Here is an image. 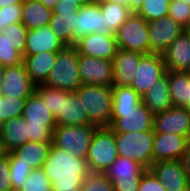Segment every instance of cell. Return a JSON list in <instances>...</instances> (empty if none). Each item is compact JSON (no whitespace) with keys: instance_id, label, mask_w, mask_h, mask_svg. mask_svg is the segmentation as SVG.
Returning <instances> with one entry per match:
<instances>
[{"instance_id":"52a82bcc","label":"cell","mask_w":190,"mask_h":191,"mask_svg":"<svg viewBox=\"0 0 190 191\" xmlns=\"http://www.w3.org/2000/svg\"><path fill=\"white\" fill-rule=\"evenodd\" d=\"M115 134L108 127H97L86 158L89 172L105 173L118 158Z\"/></svg>"},{"instance_id":"7dc6e473","label":"cell","mask_w":190,"mask_h":191,"mask_svg":"<svg viewBox=\"0 0 190 191\" xmlns=\"http://www.w3.org/2000/svg\"><path fill=\"white\" fill-rule=\"evenodd\" d=\"M36 1L44 4L47 8L52 10L58 2V0H36Z\"/></svg>"},{"instance_id":"7402d4cb","label":"cell","mask_w":190,"mask_h":191,"mask_svg":"<svg viewBox=\"0 0 190 191\" xmlns=\"http://www.w3.org/2000/svg\"><path fill=\"white\" fill-rule=\"evenodd\" d=\"M66 45L57 37L49 25L39 29L27 30L24 55H35L40 52L60 51Z\"/></svg>"},{"instance_id":"f907efd6","label":"cell","mask_w":190,"mask_h":191,"mask_svg":"<svg viewBox=\"0 0 190 191\" xmlns=\"http://www.w3.org/2000/svg\"><path fill=\"white\" fill-rule=\"evenodd\" d=\"M4 71H5V67L0 64V92L2 90Z\"/></svg>"},{"instance_id":"5b68a950","label":"cell","mask_w":190,"mask_h":191,"mask_svg":"<svg viewBox=\"0 0 190 191\" xmlns=\"http://www.w3.org/2000/svg\"><path fill=\"white\" fill-rule=\"evenodd\" d=\"M79 53L74 45H66L58 52L44 85L62 91L75 92L81 85L78 66Z\"/></svg>"},{"instance_id":"9c48e42d","label":"cell","mask_w":190,"mask_h":191,"mask_svg":"<svg viewBox=\"0 0 190 191\" xmlns=\"http://www.w3.org/2000/svg\"><path fill=\"white\" fill-rule=\"evenodd\" d=\"M115 38L118 49L134 51L143 55L150 54L148 22L136 12H132L119 27L115 32Z\"/></svg>"},{"instance_id":"9f6ffc18","label":"cell","mask_w":190,"mask_h":191,"mask_svg":"<svg viewBox=\"0 0 190 191\" xmlns=\"http://www.w3.org/2000/svg\"><path fill=\"white\" fill-rule=\"evenodd\" d=\"M185 31L189 34L190 37V29H186Z\"/></svg>"},{"instance_id":"2e32d148","label":"cell","mask_w":190,"mask_h":191,"mask_svg":"<svg viewBox=\"0 0 190 191\" xmlns=\"http://www.w3.org/2000/svg\"><path fill=\"white\" fill-rule=\"evenodd\" d=\"M79 54L112 61L118 50L115 35L90 33L74 45Z\"/></svg>"},{"instance_id":"e575fe53","label":"cell","mask_w":190,"mask_h":191,"mask_svg":"<svg viewBox=\"0 0 190 191\" xmlns=\"http://www.w3.org/2000/svg\"><path fill=\"white\" fill-rule=\"evenodd\" d=\"M9 166L12 189L20 190L33 169L19 162V158L13 152H9Z\"/></svg>"},{"instance_id":"f1b7e54d","label":"cell","mask_w":190,"mask_h":191,"mask_svg":"<svg viewBox=\"0 0 190 191\" xmlns=\"http://www.w3.org/2000/svg\"><path fill=\"white\" fill-rule=\"evenodd\" d=\"M100 10L104 17L103 28L107 34L111 35H115V32L133 12L127 5L108 1H100Z\"/></svg>"},{"instance_id":"cb8c5ba5","label":"cell","mask_w":190,"mask_h":191,"mask_svg":"<svg viewBox=\"0 0 190 191\" xmlns=\"http://www.w3.org/2000/svg\"><path fill=\"white\" fill-rule=\"evenodd\" d=\"M142 104L153 114L163 113L173 108L167 73L155 82L146 93L141 96Z\"/></svg>"},{"instance_id":"4316f807","label":"cell","mask_w":190,"mask_h":191,"mask_svg":"<svg viewBox=\"0 0 190 191\" xmlns=\"http://www.w3.org/2000/svg\"><path fill=\"white\" fill-rule=\"evenodd\" d=\"M52 13V9L36 0H23L21 22L28 30L39 29L49 25Z\"/></svg>"},{"instance_id":"6f0895ef","label":"cell","mask_w":190,"mask_h":191,"mask_svg":"<svg viewBox=\"0 0 190 191\" xmlns=\"http://www.w3.org/2000/svg\"><path fill=\"white\" fill-rule=\"evenodd\" d=\"M8 191H20V190H18V189H11V190H8Z\"/></svg>"},{"instance_id":"9a60e30c","label":"cell","mask_w":190,"mask_h":191,"mask_svg":"<svg viewBox=\"0 0 190 191\" xmlns=\"http://www.w3.org/2000/svg\"><path fill=\"white\" fill-rule=\"evenodd\" d=\"M36 84L26 72L24 63L5 67L0 95L28 98L35 92Z\"/></svg>"},{"instance_id":"f6af8a7d","label":"cell","mask_w":190,"mask_h":191,"mask_svg":"<svg viewBox=\"0 0 190 191\" xmlns=\"http://www.w3.org/2000/svg\"><path fill=\"white\" fill-rule=\"evenodd\" d=\"M180 160H181L183 169L185 173L187 174L188 179L190 181V149L188 148L186 149V151L184 152Z\"/></svg>"},{"instance_id":"f35d334b","label":"cell","mask_w":190,"mask_h":191,"mask_svg":"<svg viewBox=\"0 0 190 191\" xmlns=\"http://www.w3.org/2000/svg\"><path fill=\"white\" fill-rule=\"evenodd\" d=\"M80 191H115L111 180L104 173H92L82 182Z\"/></svg>"},{"instance_id":"ffe728a7","label":"cell","mask_w":190,"mask_h":191,"mask_svg":"<svg viewBox=\"0 0 190 191\" xmlns=\"http://www.w3.org/2000/svg\"><path fill=\"white\" fill-rule=\"evenodd\" d=\"M143 56V54L138 52L118 49L112 60V86H130L136 75L140 59Z\"/></svg>"},{"instance_id":"ba28073f","label":"cell","mask_w":190,"mask_h":191,"mask_svg":"<svg viewBox=\"0 0 190 191\" xmlns=\"http://www.w3.org/2000/svg\"><path fill=\"white\" fill-rule=\"evenodd\" d=\"M97 126L57 125L53 130L52 144L80 159L87 158L89 146Z\"/></svg>"},{"instance_id":"7c38bea8","label":"cell","mask_w":190,"mask_h":191,"mask_svg":"<svg viewBox=\"0 0 190 191\" xmlns=\"http://www.w3.org/2000/svg\"><path fill=\"white\" fill-rule=\"evenodd\" d=\"M78 66L82 84L112 86V61L79 54Z\"/></svg>"},{"instance_id":"8992f818","label":"cell","mask_w":190,"mask_h":191,"mask_svg":"<svg viewBox=\"0 0 190 191\" xmlns=\"http://www.w3.org/2000/svg\"><path fill=\"white\" fill-rule=\"evenodd\" d=\"M114 134L118 155L132 159L149 170L153 164L154 131Z\"/></svg>"},{"instance_id":"6da1fadb","label":"cell","mask_w":190,"mask_h":191,"mask_svg":"<svg viewBox=\"0 0 190 191\" xmlns=\"http://www.w3.org/2000/svg\"><path fill=\"white\" fill-rule=\"evenodd\" d=\"M113 108L110 128L114 133L153 130L154 115L130 86H112Z\"/></svg>"},{"instance_id":"681fc988","label":"cell","mask_w":190,"mask_h":191,"mask_svg":"<svg viewBox=\"0 0 190 191\" xmlns=\"http://www.w3.org/2000/svg\"><path fill=\"white\" fill-rule=\"evenodd\" d=\"M75 1L80 7L92 3L94 0H70Z\"/></svg>"},{"instance_id":"f5cc1de1","label":"cell","mask_w":190,"mask_h":191,"mask_svg":"<svg viewBox=\"0 0 190 191\" xmlns=\"http://www.w3.org/2000/svg\"><path fill=\"white\" fill-rule=\"evenodd\" d=\"M183 108L190 115V100L188 101V103Z\"/></svg>"},{"instance_id":"484cf974","label":"cell","mask_w":190,"mask_h":191,"mask_svg":"<svg viewBox=\"0 0 190 191\" xmlns=\"http://www.w3.org/2000/svg\"><path fill=\"white\" fill-rule=\"evenodd\" d=\"M59 51L40 52L35 55H23V63L30 79L36 84H43L53 68Z\"/></svg>"},{"instance_id":"c3c4849f","label":"cell","mask_w":190,"mask_h":191,"mask_svg":"<svg viewBox=\"0 0 190 191\" xmlns=\"http://www.w3.org/2000/svg\"><path fill=\"white\" fill-rule=\"evenodd\" d=\"M22 2L23 0H0V9L7 5L22 3Z\"/></svg>"},{"instance_id":"74e56055","label":"cell","mask_w":190,"mask_h":191,"mask_svg":"<svg viewBox=\"0 0 190 191\" xmlns=\"http://www.w3.org/2000/svg\"><path fill=\"white\" fill-rule=\"evenodd\" d=\"M27 30L22 22L11 24L4 30V34L7 36L13 48L22 55H24L25 51Z\"/></svg>"},{"instance_id":"11a10c76","label":"cell","mask_w":190,"mask_h":191,"mask_svg":"<svg viewBox=\"0 0 190 191\" xmlns=\"http://www.w3.org/2000/svg\"><path fill=\"white\" fill-rule=\"evenodd\" d=\"M174 1H182V0H174ZM184 1L190 4V0H184Z\"/></svg>"},{"instance_id":"8d00e7d4","label":"cell","mask_w":190,"mask_h":191,"mask_svg":"<svg viewBox=\"0 0 190 191\" xmlns=\"http://www.w3.org/2000/svg\"><path fill=\"white\" fill-rule=\"evenodd\" d=\"M23 62V55L13 48L5 34H0V64L4 67L18 65Z\"/></svg>"},{"instance_id":"1f68e13d","label":"cell","mask_w":190,"mask_h":191,"mask_svg":"<svg viewBox=\"0 0 190 191\" xmlns=\"http://www.w3.org/2000/svg\"><path fill=\"white\" fill-rule=\"evenodd\" d=\"M171 0H144L136 13L147 22L168 16Z\"/></svg>"},{"instance_id":"836d02e7","label":"cell","mask_w":190,"mask_h":191,"mask_svg":"<svg viewBox=\"0 0 190 191\" xmlns=\"http://www.w3.org/2000/svg\"><path fill=\"white\" fill-rule=\"evenodd\" d=\"M26 99L0 95V124L22 116Z\"/></svg>"},{"instance_id":"d6986e66","label":"cell","mask_w":190,"mask_h":191,"mask_svg":"<svg viewBox=\"0 0 190 191\" xmlns=\"http://www.w3.org/2000/svg\"><path fill=\"white\" fill-rule=\"evenodd\" d=\"M167 71L190 72V37L184 30L161 54Z\"/></svg>"},{"instance_id":"83f0119b","label":"cell","mask_w":190,"mask_h":191,"mask_svg":"<svg viewBox=\"0 0 190 191\" xmlns=\"http://www.w3.org/2000/svg\"><path fill=\"white\" fill-rule=\"evenodd\" d=\"M51 145L52 143L28 141L12 152L19 158V162L29 165L34 170L42 168Z\"/></svg>"},{"instance_id":"277c9868","label":"cell","mask_w":190,"mask_h":191,"mask_svg":"<svg viewBox=\"0 0 190 191\" xmlns=\"http://www.w3.org/2000/svg\"><path fill=\"white\" fill-rule=\"evenodd\" d=\"M22 117L27 121L26 136L30 142L52 143L57 124L54 115L36 92L26 99Z\"/></svg>"},{"instance_id":"d6a6232c","label":"cell","mask_w":190,"mask_h":191,"mask_svg":"<svg viewBox=\"0 0 190 191\" xmlns=\"http://www.w3.org/2000/svg\"><path fill=\"white\" fill-rule=\"evenodd\" d=\"M35 92L40 96L43 104H46L54 118H56L61 112L62 90L38 84L35 87Z\"/></svg>"},{"instance_id":"f546056e","label":"cell","mask_w":190,"mask_h":191,"mask_svg":"<svg viewBox=\"0 0 190 191\" xmlns=\"http://www.w3.org/2000/svg\"><path fill=\"white\" fill-rule=\"evenodd\" d=\"M169 92L174 107H184L190 100V72L167 71Z\"/></svg>"},{"instance_id":"ab89813d","label":"cell","mask_w":190,"mask_h":191,"mask_svg":"<svg viewBox=\"0 0 190 191\" xmlns=\"http://www.w3.org/2000/svg\"><path fill=\"white\" fill-rule=\"evenodd\" d=\"M22 3L4 6L0 9V34H4L5 28L9 25L21 22Z\"/></svg>"},{"instance_id":"d4e9b609","label":"cell","mask_w":190,"mask_h":191,"mask_svg":"<svg viewBox=\"0 0 190 191\" xmlns=\"http://www.w3.org/2000/svg\"><path fill=\"white\" fill-rule=\"evenodd\" d=\"M55 121L57 125L83 126L89 124L88 116L76 92L62 91L61 112Z\"/></svg>"},{"instance_id":"b9f144b4","label":"cell","mask_w":190,"mask_h":191,"mask_svg":"<svg viewBox=\"0 0 190 191\" xmlns=\"http://www.w3.org/2000/svg\"><path fill=\"white\" fill-rule=\"evenodd\" d=\"M11 189L9 153L0 152V191Z\"/></svg>"},{"instance_id":"816d5d0a","label":"cell","mask_w":190,"mask_h":191,"mask_svg":"<svg viewBox=\"0 0 190 191\" xmlns=\"http://www.w3.org/2000/svg\"><path fill=\"white\" fill-rule=\"evenodd\" d=\"M99 1H108V2H112V3H119L122 5H127V0H99Z\"/></svg>"},{"instance_id":"bcb514c9","label":"cell","mask_w":190,"mask_h":191,"mask_svg":"<svg viewBox=\"0 0 190 191\" xmlns=\"http://www.w3.org/2000/svg\"><path fill=\"white\" fill-rule=\"evenodd\" d=\"M144 0H127V6L136 12L138 8L143 4Z\"/></svg>"},{"instance_id":"db71d44e","label":"cell","mask_w":190,"mask_h":191,"mask_svg":"<svg viewBox=\"0 0 190 191\" xmlns=\"http://www.w3.org/2000/svg\"><path fill=\"white\" fill-rule=\"evenodd\" d=\"M186 143H187V148L190 149V131L188 132V135L186 137Z\"/></svg>"},{"instance_id":"60d3db41","label":"cell","mask_w":190,"mask_h":191,"mask_svg":"<svg viewBox=\"0 0 190 191\" xmlns=\"http://www.w3.org/2000/svg\"><path fill=\"white\" fill-rule=\"evenodd\" d=\"M168 16H170L175 22L186 30L190 19V4L184 0H171Z\"/></svg>"},{"instance_id":"7bdbcfd3","label":"cell","mask_w":190,"mask_h":191,"mask_svg":"<svg viewBox=\"0 0 190 191\" xmlns=\"http://www.w3.org/2000/svg\"><path fill=\"white\" fill-rule=\"evenodd\" d=\"M138 191H167L150 170L142 173Z\"/></svg>"},{"instance_id":"e0dca14e","label":"cell","mask_w":190,"mask_h":191,"mask_svg":"<svg viewBox=\"0 0 190 191\" xmlns=\"http://www.w3.org/2000/svg\"><path fill=\"white\" fill-rule=\"evenodd\" d=\"M103 26L104 17L100 10L99 0L81 6L77 12V18H75V26H73L74 45L77 40L90 33L105 34Z\"/></svg>"},{"instance_id":"4fadbf2b","label":"cell","mask_w":190,"mask_h":191,"mask_svg":"<svg viewBox=\"0 0 190 191\" xmlns=\"http://www.w3.org/2000/svg\"><path fill=\"white\" fill-rule=\"evenodd\" d=\"M150 53L162 54L182 33L184 28L170 16L148 22Z\"/></svg>"},{"instance_id":"7a4b0ae2","label":"cell","mask_w":190,"mask_h":191,"mask_svg":"<svg viewBox=\"0 0 190 191\" xmlns=\"http://www.w3.org/2000/svg\"><path fill=\"white\" fill-rule=\"evenodd\" d=\"M42 169L50 178L52 191H80L90 173L85 159L68 154L53 144Z\"/></svg>"},{"instance_id":"5bb4252c","label":"cell","mask_w":190,"mask_h":191,"mask_svg":"<svg viewBox=\"0 0 190 191\" xmlns=\"http://www.w3.org/2000/svg\"><path fill=\"white\" fill-rule=\"evenodd\" d=\"M167 191H184L190 187L181 160L153 162L149 169Z\"/></svg>"},{"instance_id":"8fae6325","label":"cell","mask_w":190,"mask_h":191,"mask_svg":"<svg viewBox=\"0 0 190 191\" xmlns=\"http://www.w3.org/2000/svg\"><path fill=\"white\" fill-rule=\"evenodd\" d=\"M167 72L161 54H146L139 62L136 75L130 85L140 96Z\"/></svg>"},{"instance_id":"680465c9","label":"cell","mask_w":190,"mask_h":191,"mask_svg":"<svg viewBox=\"0 0 190 191\" xmlns=\"http://www.w3.org/2000/svg\"><path fill=\"white\" fill-rule=\"evenodd\" d=\"M187 29H190V19H189V25H188Z\"/></svg>"},{"instance_id":"3957f363","label":"cell","mask_w":190,"mask_h":191,"mask_svg":"<svg viewBox=\"0 0 190 191\" xmlns=\"http://www.w3.org/2000/svg\"><path fill=\"white\" fill-rule=\"evenodd\" d=\"M75 92L88 116L89 125L110 126L113 108L112 86L82 84Z\"/></svg>"},{"instance_id":"ee69618b","label":"cell","mask_w":190,"mask_h":191,"mask_svg":"<svg viewBox=\"0 0 190 191\" xmlns=\"http://www.w3.org/2000/svg\"><path fill=\"white\" fill-rule=\"evenodd\" d=\"M80 6L75 1L58 0L53 12H78Z\"/></svg>"},{"instance_id":"603a6c76","label":"cell","mask_w":190,"mask_h":191,"mask_svg":"<svg viewBox=\"0 0 190 191\" xmlns=\"http://www.w3.org/2000/svg\"><path fill=\"white\" fill-rule=\"evenodd\" d=\"M27 121L22 116L0 124V150L9 153L27 143Z\"/></svg>"},{"instance_id":"44dd1931","label":"cell","mask_w":190,"mask_h":191,"mask_svg":"<svg viewBox=\"0 0 190 191\" xmlns=\"http://www.w3.org/2000/svg\"><path fill=\"white\" fill-rule=\"evenodd\" d=\"M186 149L185 136L170 133H154L153 162L180 160Z\"/></svg>"},{"instance_id":"30bf717a","label":"cell","mask_w":190,"mask_h":191,"mask_svg":"<svg viewBox=\"0 0 190 191\" xmlns=\"http://www.w3.org/2000/svg\"><path fill=\"white\" fill-rule=\"evenodd\" d=\"M145 170L136 161L118 156L104 174L111 180L115 191H138Z\"/></svg>"},{"instance_id":"d590c367","label":"cell","mask_w":190,"mask_h":191,"mask_svg":"<svg viewBox=\"0 0 190 191\" xmlns=\"http://www.w3.org/2000/svg\"><path fill=\"white\" fill-rule=\"evenodd\" d=\"M20 191H52L50 178L42 168L34 169L23 183Z\"/></svg>"},{"instance_id":"ac0fdd59","label":"cell","mask_w":190,"mask_h":191,"mask_svg":"<svg viewBox=\"0 0 190 191\" xmlns=\"http://www.w3.org/2000/svg\"><path fill=\"white\" fill-rule=\"evenodd\" d=\"M154 133H170L187 137L190 131V115L182 107H173L154 115Z\"/></svg>"},{"instance_id":"4dcf8cb0","label":"cell","mask_w":190,"mask_h":191,"mask_svg":"<svg viewBox=\"0 0 190 191\" xmlns=\"http://www.w3.org/2000/svg\"><path fill=\"white\" fill-rule=\"evenodd\" d=\"M75 18H77V12L52 13L49 26L65 45H74L73 26H75Z\"/></svg>"}]
</instances>
